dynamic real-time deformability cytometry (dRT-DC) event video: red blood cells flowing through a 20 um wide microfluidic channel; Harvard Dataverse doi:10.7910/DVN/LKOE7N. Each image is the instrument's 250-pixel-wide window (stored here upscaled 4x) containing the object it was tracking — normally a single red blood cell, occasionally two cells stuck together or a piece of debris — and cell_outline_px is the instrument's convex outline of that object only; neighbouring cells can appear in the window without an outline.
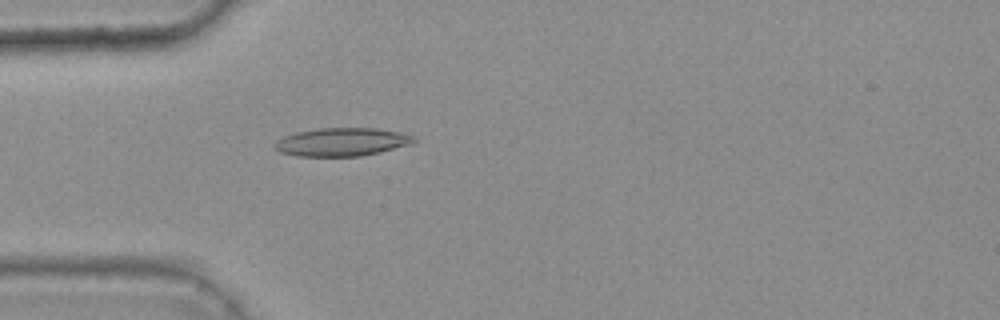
{"species": "common noctule bat (a hibernating species)", "species_latin": "Nyctalus noctula", "temperature_condition": "warm", "stored_images_in_passage": 48, "camera_frame_rate_fps": 3000, "um_per_image_px": 0.085, "animal": {"sex": "female", "body_mass_g": 25.1}, "frame": {"image": 1, "passage_image": 16, "time_ms": 5.0, "image_size_px": [1000, 320], "cell_outline_px": [[416, 140], [408, 144], [380, 152], [360, 156], [296, 156], [280, 152], [272, 148], [272, 144], [276, 140], [284, 136], [296, 132], [316, 128], [376, 128], [396, 132], [412, 136]], "centroid_in_image_um": [28.94, 12.07], "position_along_channel_um": 56.1, "area_um2": 22.77}}
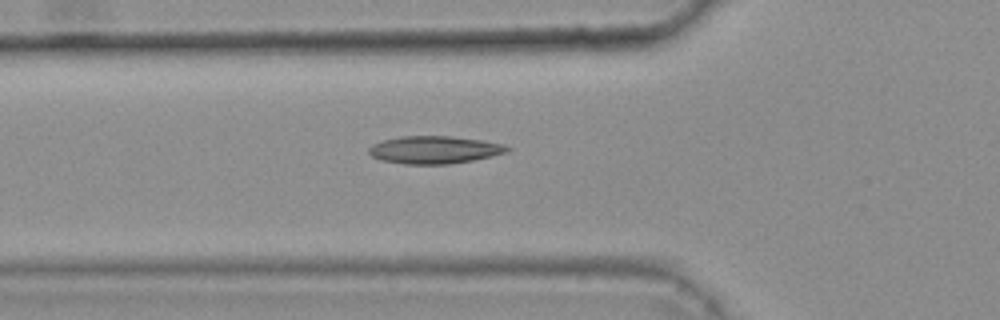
{"frame": {"image": 2, "passage_image": 19, "time_ms": 6.0, "image_size_px": [1000, 320], "cell_outline_px": [[512, 148], [508, 152], [492, 156], [472, 160], [448, 164], [404, 164], [380, 160], [372, 156], [368, 152], [368, 148], [372, 144], [384, 140], [400, 136], [452, 136], [480, 140], [500, 144]], "centroid_in_image_um": [36.89, 12.73], "position_along_channel_um": 88.9, "area_um2": 22.2}}
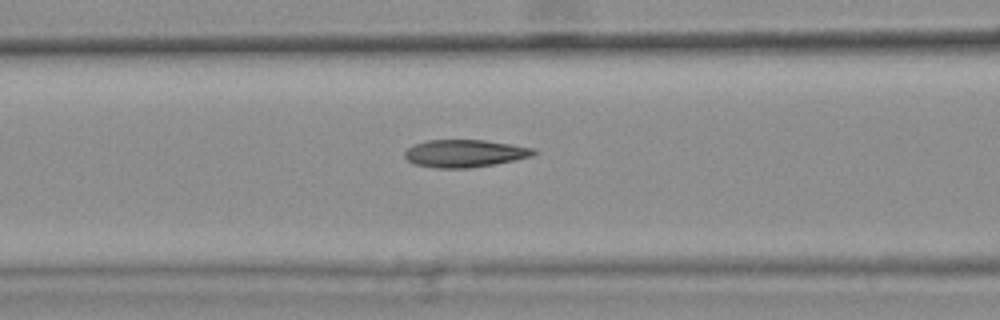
{"frame": {"image": 3, "passage_image": 22, "time_ms": 7.0, "image_size_px": [1000, 320], "cell_outline_px": [[540, 152], [532, 156], [496, 164], [468, 168], [436, 168], [412, 164], [404, 156], [404, 152], [412, 144], [424, 140], [484, 140], [536, 148]], "centroid_in_image_um": [39.5, 13.04], "position_along_channel_um": 127.1, "area_um2": 20.98}, "authors_computed_cell_mechanics": {"area_um2": 20.9525, "velocity_mm_per_s": 3.7755, "shape_relaxation_time_tau1_ms": null, "shape_relaxation_time_tau2_ms": 1.8702, "deformation_change_tau1": null, "deformation_change_tau2": 0.0863}}